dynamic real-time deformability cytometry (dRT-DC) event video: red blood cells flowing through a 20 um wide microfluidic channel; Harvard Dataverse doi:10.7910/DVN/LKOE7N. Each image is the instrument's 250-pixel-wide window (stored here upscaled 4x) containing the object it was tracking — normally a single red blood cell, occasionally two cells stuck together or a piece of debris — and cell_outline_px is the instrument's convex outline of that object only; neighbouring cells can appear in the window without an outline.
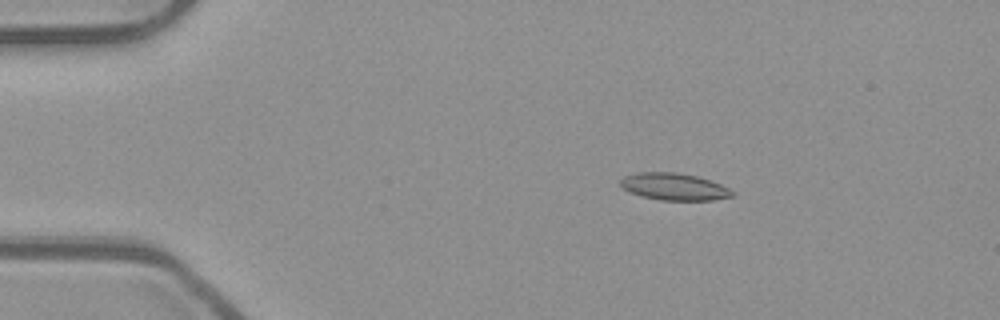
{"species": "common noctule bat (a hibernating species)", "species_latin": "Nyctalus noctula", "temperature_condition": "room temperature", "stored_images_in_passage": 53, "camera_frame_rate_fps": 3000, "um_per_image_px": 0.085, "animal": {"sex": "male", "body_mass_g": 23.1, "forearm_length_mm": 52.7}, "frame": {"image": 1, "passage_image": 9, "time_ms": 2.667, "image_size_px": [1000, 320], "cell_outline_px": [[736, 196], [712, 200], [660, 200], [644, 196], [632, 192], [624, 188], [620, 184], [620, 180], [624, 176], [636, 172], [676, 172], [696, 176], [720, 184], [736, 192]], "centroid_in_image_um": [57.34, 15.86], "position_along_channel_um": 27.7, "area_um2": 17.51}}
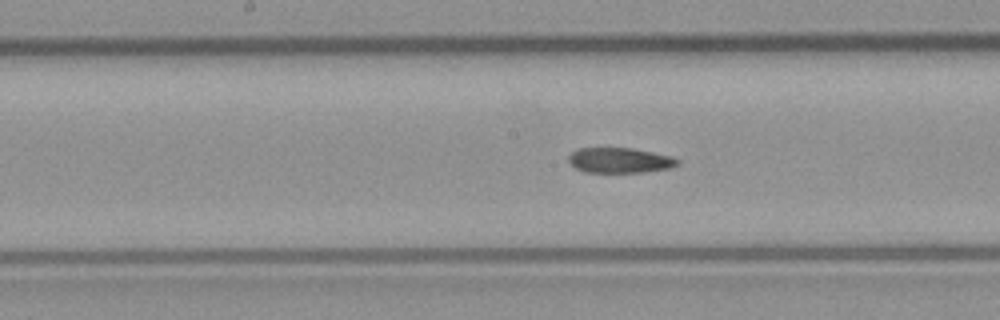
{"frame": {"image": 2, "passage_image": 27, "time_ms": 8.667, "image_size_px": [1000, 320], "cell_outline_px": [[680, 164], [672, 168], [644, 172], [584, 172], [576, 168], [568, 160], [568, 156], [576, 148], [632, 148], [672, 156], [680, 160]], "centroid_in_image_um": [52.71, 13.63], "position_along_channel_um": 195.5, "area_um2": 16.13}}
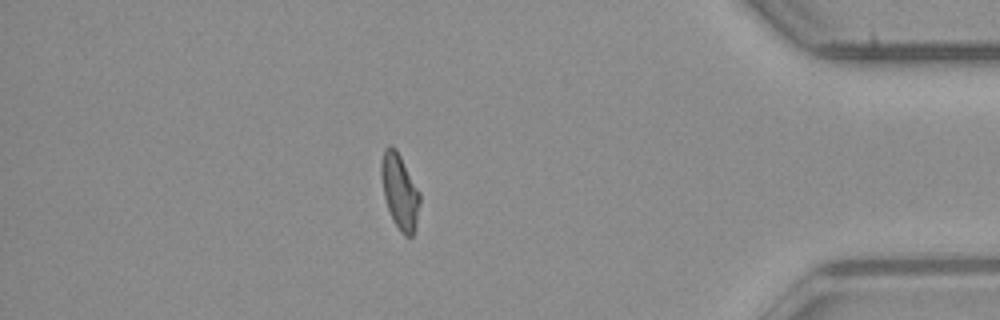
{"frame": {"image": 3, "passage_image": 46, "time_ms": 15.0, "image_size_px": [1000, 320], "cell_outline_px": [[420, 200], [416, 224], [412, 236], [404, 236], [400, 232], [392, 220], [384, 196], [380, 172], [380, 164], [384, 148], [388, 144], [392, 144], [396, 148], [420, 192]], "centroid_in_image_um": [33.96, 16.24], "position_along_channel_um": 401.2, "area_um2": 16.99}, "authors_computed_cell_mechanics": {"area_um2": 17.1088, "velocity_mm_per_s": 3.8942, "shape_relaxation_time_tau1_ms": null, "shape_relaxation_time_tau2_ms": 4.7455, "deformation_change_tau1": null, "deformation_change_tau2": 0.1262}}